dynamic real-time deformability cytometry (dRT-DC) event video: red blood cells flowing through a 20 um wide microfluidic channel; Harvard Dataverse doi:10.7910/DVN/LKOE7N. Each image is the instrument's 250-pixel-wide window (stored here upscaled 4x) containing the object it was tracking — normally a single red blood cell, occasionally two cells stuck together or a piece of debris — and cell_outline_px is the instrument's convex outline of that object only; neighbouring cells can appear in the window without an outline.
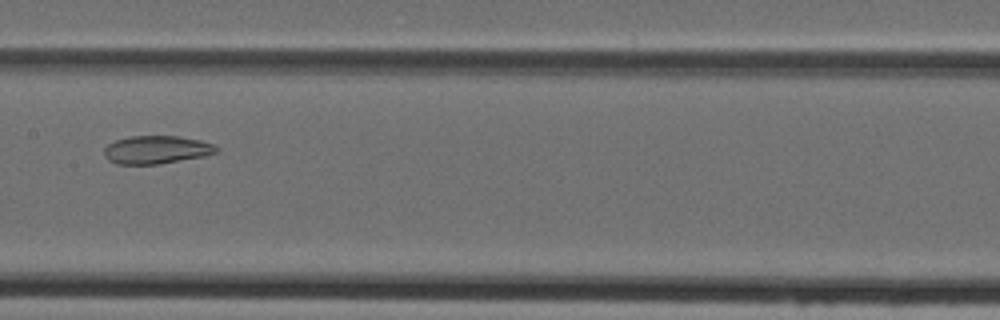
{"species": "Egyptian fruit bat (a non-hibernating species)", "species_latin": "Rousettus aegyptiacus", "temperature_condition": "cold", "stored_images_in_passage": 42, "camera_frame_rate_fps": 3000, "um_per_image_px": 0.085, "animal": {"sex": "female"}, "frame": {"image": 1, "passage_image": 18, "time_ms": 5.667, "image_size_px": [1000, 320], "cell_outline_px": [[220, 152], [204, 156], [160, 164], [116, 164], [108, 160], [104, 156], [104, 148], [108, 144], [116, 140], [132, 136], [176, 136], [200, 140], [212, 144], [220, 148]], "centroid_in_image_um": [13.31, 12.73], "position_along_channel_um": 194.1, "area_um2": 18.44}}
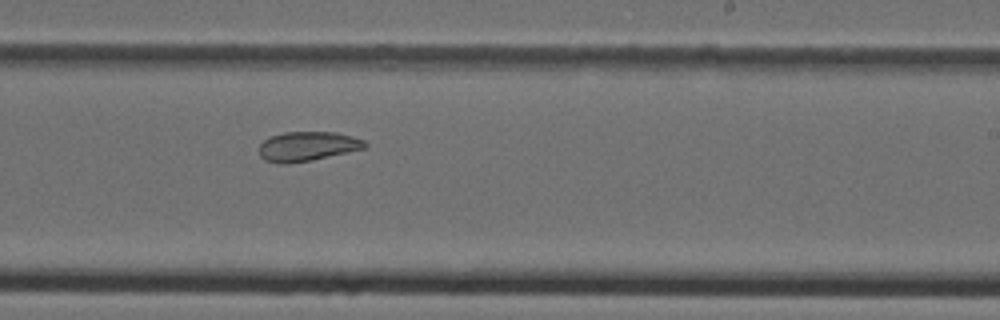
{"frame": {"image": 2, "passage_image": 23, "time_ms": 7.333, "image_size_px": [1000, 320], "cell_outline_px": [[368, 148], [312, 160], [288, 164], [280, 164], [264, 160], [260, 156], [260, 144], [264, 140], [272, 136], [284, 132], [336, 132], [352, 136], [364, 140], [368, 144]], "centroid_in_image_um": [26.17, 12.44], "position_along_channel_um": 262.8, "area_um2": 18.32}}
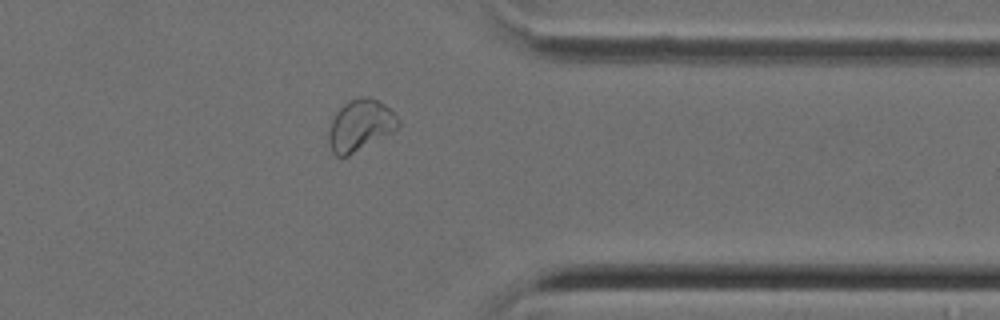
{"frame": {"image": 3, "passage_image": 32, "time_ms": 10.333, "image_size_px": [1000, 320], "cell_outline_px": [[400, 128], [348, 156], [336, 156], [332, 152], [328, 144], [328, 132], [332, 120], [336, 112], [348, 100], [360, 96], [368, 96], [384, 104], [400, 120]], "centroid_in_image_um": [30.61, 10.65], "position_along_channel_um": 380.8, "area_um2": 20.87}}